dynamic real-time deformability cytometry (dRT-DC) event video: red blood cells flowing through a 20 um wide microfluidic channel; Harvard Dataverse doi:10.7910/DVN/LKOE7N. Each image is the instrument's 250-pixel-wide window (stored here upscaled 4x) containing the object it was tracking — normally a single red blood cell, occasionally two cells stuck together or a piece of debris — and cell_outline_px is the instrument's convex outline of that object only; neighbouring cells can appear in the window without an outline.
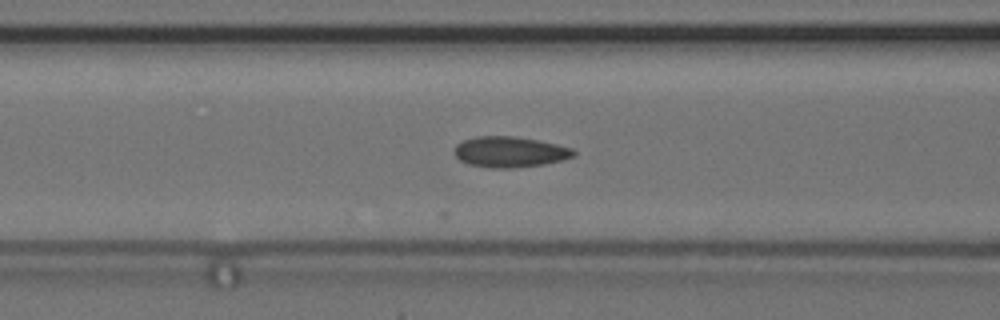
{"species": "common noctule bat (a hibernating species)", "species_latin": "Nyctalus noctula", "temperature_condition": "cold", "stored_images_in_passage": 15, "camera_frame_rate_fps": 3000, "um_per_image_px": 0.085, "animal": {"sex": "female", "body_mass_g": 24.6, "forearm_length_mm": 56.2}, "frame": {"image": 1, "passage_image": 9, "time_ms": 2.667, "image_size_px": [1000, 320], "cell_outline_px": [[576, 156], [544, 164], [512, 168], [488, 168], [468, 164], [460, 160], [452, 152], [456, 144], [464, 140], [476, 136], [512, 136], [536, 140], [556, 144], [572, 148], [576, 152]], "centroid_in_image_um": [43.3, 12.92], "position_along_channel_um": 123.3, "area_um2": 21.39}}